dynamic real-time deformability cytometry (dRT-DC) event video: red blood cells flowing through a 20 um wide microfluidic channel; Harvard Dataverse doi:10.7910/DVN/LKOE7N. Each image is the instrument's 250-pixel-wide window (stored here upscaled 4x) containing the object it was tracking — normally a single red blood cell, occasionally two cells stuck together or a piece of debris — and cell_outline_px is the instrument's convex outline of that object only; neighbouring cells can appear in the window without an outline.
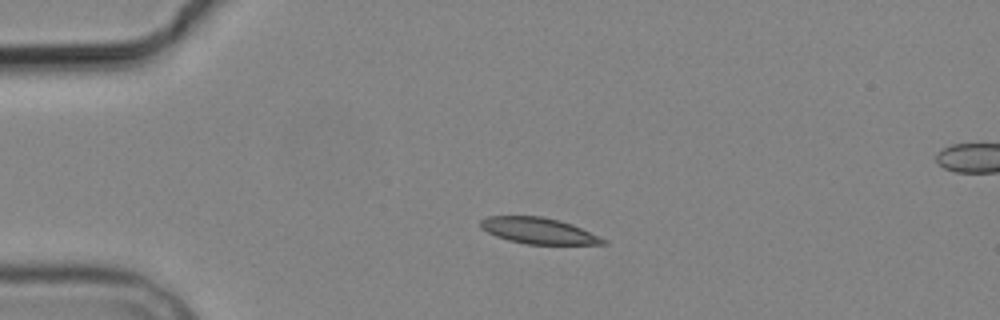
{"species": "common noctule bat (a hibernating species)", "species_latin": "Nyctalus noctula", "temperature_condition": "cold", "stored_images_in_passage": 5, "segment_of_instrument_passage": [1, 2], "camera_frame_rate_fps": 3000, "um_per_image_px": 0.085, "animal": {"sex": "male", "body_mass_g": 19.2, "forearm_length_mm": 51.8}, "frame": {"image": 1, "passage_image": 3, "time_ms": 3.333, "image_size_px": [1000, 320], "cell_outline_px": [[608, 244], [524, 244], [508, 240], [496, 236], [480, 228], [480, 220], [488, 216], [540, 216], [560, 220], [572, 224], [608, 240]], "centroid_in_image_um": [45.77, 19.61], "position_along_channel_um": 39.2, "area_um2": 18.67}}